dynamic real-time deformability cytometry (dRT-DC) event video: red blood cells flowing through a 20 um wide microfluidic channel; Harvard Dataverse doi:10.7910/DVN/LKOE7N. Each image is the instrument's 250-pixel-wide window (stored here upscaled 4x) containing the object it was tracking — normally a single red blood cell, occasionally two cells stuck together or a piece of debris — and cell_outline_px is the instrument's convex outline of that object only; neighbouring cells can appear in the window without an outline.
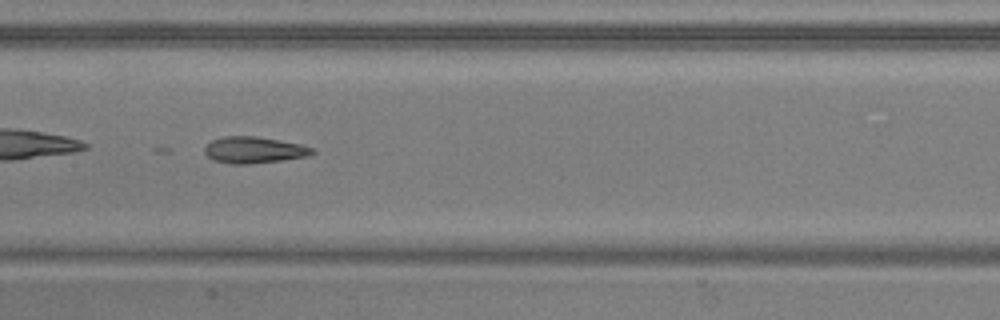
{"species": "common noctule bat (a hibernating species)", "species_latin": "Nyctalus noctula", "temperature_condition": "warm", "stored_images_in_passage": 45, "camera_frame_rate_fps": 3000, "um_per_image_px": 0.085, "animal": {"sex": "male", "body_mass_g": 20.5, "forearm_length_mm": 52.5}, "frame": {"image": 1, "passage_image": 20, "time_ms": 6.333, "image_size_px": [1000, 320], "cell_outline_px": [[316, 152], [304, 156], [280, 160], [248, 164], [232, 164], [212, 160], [204, 152], [204, 144], [212, 140], [224, 136], [256, 136], [300, 144], [312, 148]], "centroid_in_image_um": [21.51, 12.74], "position_along_channel_um": 185.9, "area_um2": 16.47}, "authors_computed_cell_mechanics": {"area_um2": 17.34, "velocity_mm_per_s": 3.8343, "shape_relaxation_time_tau1_ms": 10.9368, "shape_relaxation_time_tau2_ms": 2.4547, "deformation_change_tau1": 0.285, "deformation_change_tau2": 0.0866}}